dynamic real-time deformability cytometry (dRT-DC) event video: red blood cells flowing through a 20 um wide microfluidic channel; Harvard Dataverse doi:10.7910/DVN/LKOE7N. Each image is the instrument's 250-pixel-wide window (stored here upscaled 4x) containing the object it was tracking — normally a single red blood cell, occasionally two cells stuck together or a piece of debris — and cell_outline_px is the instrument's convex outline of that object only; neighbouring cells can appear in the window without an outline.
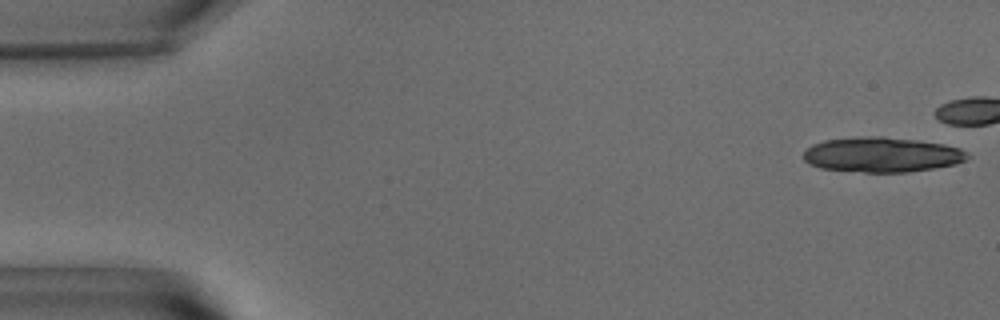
{"species": "common noctule bat (a hibernating species)", "species_latin": "Nyctalus noctula", "temperature_condition": "warm", "stored_images_in_passage": 16, "camera_frame_rate_fps": 3000, "um_per_image_px": 0.085, "animal": {"sex": "male", "body_mass_g": 15.6}, "frame": {"image": 1, "passage_image": 1, "time_ms": 0.0, "image_size_px": [1000, 320], "cell_outline_px": [[972, 156], [956, 164], [908, 172], [864, 172], [820, 168], [804, 160], [804, 152], [812, 144], [824, 140], [856, 136], [884, 136], [916, 140], [944, 144], [960, 148], [968, 152]], "centroid_in_image_um": [74.98, 13.13], "position_along_channel_um": 10.0, "area_um2": 33.52}}